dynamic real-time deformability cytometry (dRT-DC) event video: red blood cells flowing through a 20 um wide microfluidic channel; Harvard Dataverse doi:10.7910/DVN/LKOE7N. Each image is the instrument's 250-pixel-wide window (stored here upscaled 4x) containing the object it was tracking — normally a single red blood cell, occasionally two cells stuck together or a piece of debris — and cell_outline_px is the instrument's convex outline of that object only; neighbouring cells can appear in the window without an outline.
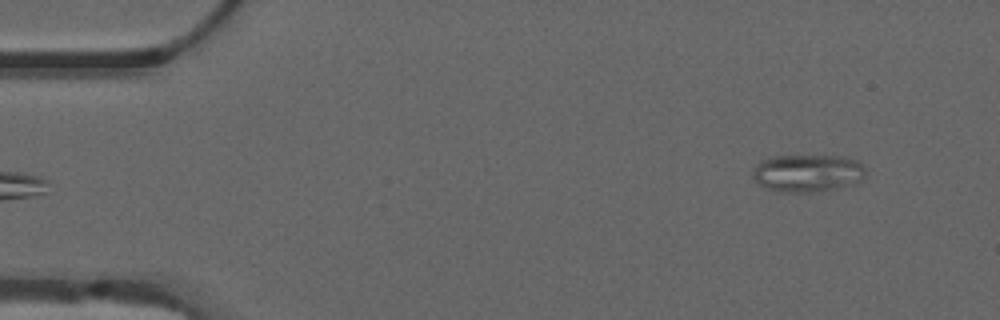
{"species": "common noctule bat (a hibernating species)", "species_latin": "Nyctalus noctula", "temperature_condition": "warm", "stored_images_in_passage": 51, "camera_frame_rate_fps": 3000, "um_per_image_px": 0.085, "animal": {"sex": "male", "forearm_length_mm": 52.5}, "frame": {"image": 1, "passage_image": 2, "time_ms": 0.333, "image_size_px": [1000, 320], "cell_outline_px": [[864, 176], [860, 180], [836, 188], [812, 192], [784, 192], [768, 188], [760, 184], [752, 176], [752, 172], [756, 164], [760, 160], [772, 156], [840, 156], [856, 160], [864, 168]], "centroid_in_image_um": [68.59, 14.7], "position_along_channel_um": 16.4, "area_um2": 24.33}}
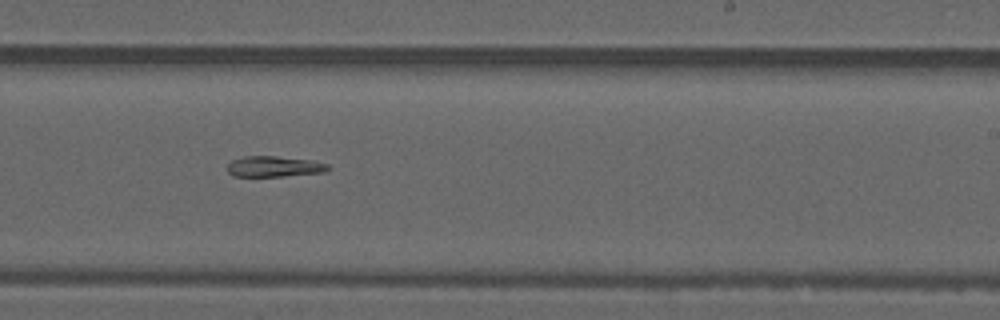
{"frame": {"image": 2, "passage_image": 30, "time_ms": 9.667, "image_size_px": [1000, 320], "cell_outline_px": [[328, 168], [324, 172], [284, 176], [232, 176], [228, 172], [228, 164], [232, 160], [244, 156], [276, 156], [312, 160], [328, 164]], "centroid_in_image_um": [23.28, 14.15], "position_along_channel_um": 265.7, "area_um2": 12.08}}
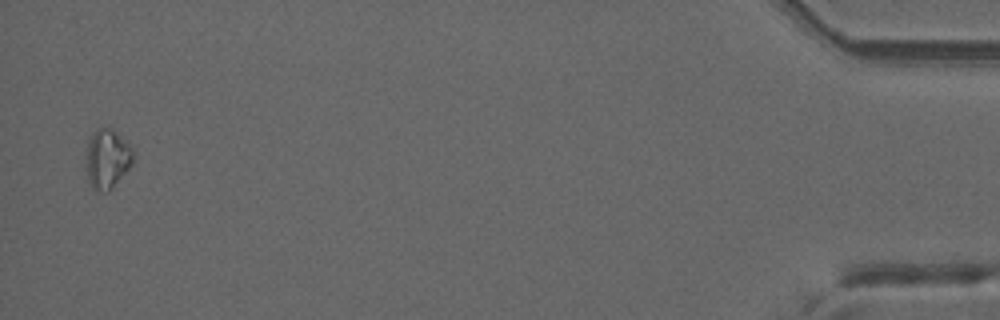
{"frame": {"image": 3, "passage_image": 50, "time_ms": 16.333, "image_size_px": [1000, 320], "cell_outline_px": [[136, 152], [132, 164], [112, 188], [108, 192], [100, 192], [92, 188], [88, 184], [84, 160], [88, 140], [92, 132], [96, 128], [108, 124]], "centroid_in_image_um": [9.07, 13.47], "position_along_channel_um": 426.1, "area_um2": 17.05}}